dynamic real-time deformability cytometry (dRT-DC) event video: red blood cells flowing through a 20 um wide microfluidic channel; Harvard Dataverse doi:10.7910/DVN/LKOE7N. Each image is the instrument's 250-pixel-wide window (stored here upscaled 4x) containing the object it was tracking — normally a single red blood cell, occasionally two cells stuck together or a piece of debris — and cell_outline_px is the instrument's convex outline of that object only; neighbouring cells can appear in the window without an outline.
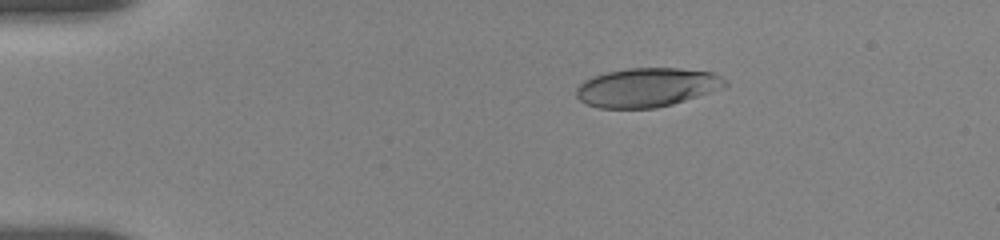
{"species": "human", "species_latin": "Homo sapiens", "temperature_condition": "room temperature", "stored_images_in_passage": 9, "camera_frame_rate_fps": 3000, "um_per_image_px": 0.085, "donor": {"sex": "female"}, "frame": {"image": 1, "passage_image": 4, "time_ms": 2.667, "image_size_px": [1000, 240], "cell_outline_px": [[728, 84], [708, 92], [672, 104], [656, 108], [600, 108], [588, 104], [580, 100], [576, 96], [576, 88], [584, 80], [592, 76], [608, 72], [628, 68], [680, 68], [712, 72], [720, 76]], "centroid_in_image_um": [54.93, 7.42], "position_along_channel_um": 30.1, "area_um2": 33.41}}
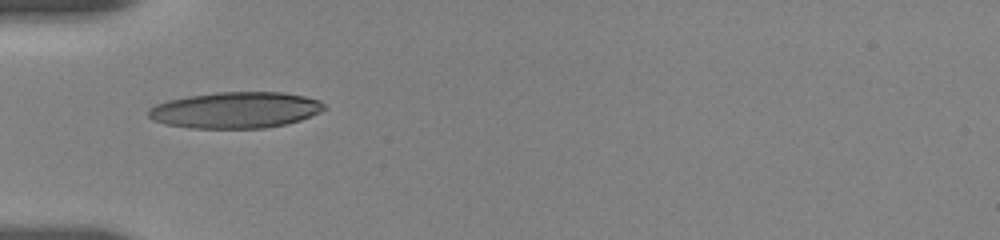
{"frame": {"image": 2, "passage_image": 7, "time_ms": 5.333, "image_size_px": [1000, 240], "cell_outline_px": [[328, 108], [320, 112], [300, 120], [284, 124], [264, 128], [192, 128], [164, 124], [152, 120], [148, 116], [148, 108], [156, 104], [168, 100], [188, 96], [216, 92], [284, 92], [304, 96], [320, 100]], "centroid_in_image_um": [20.01, 9.35], "position_along_channel_um": 65.0, "area_um2": 37.22}}
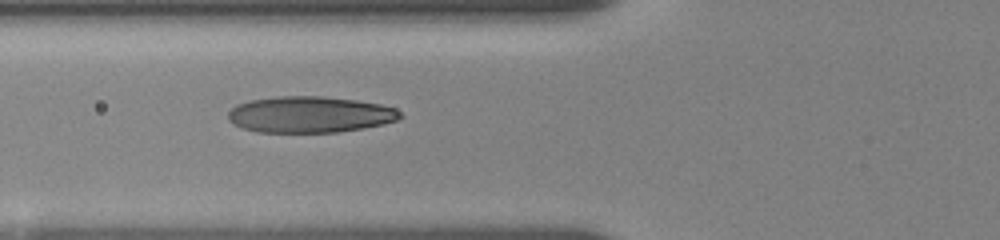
{"frame": {"image": 3, "passage_image": 8, "time_ms": 6.333, "image_size_px": [1000, 240], "cell_outline_px": [[404, 116], [396, 120], [384, 124], [364, 128], [336, 132], [256, 132], [240, 128], [232, 124], [228, 120], [228, 112], [236, 104], [248, 100], [276, 96], [320, 96], [356, 100], [380, 104], [396, 108]], "centroid_in_image_um": [26.3, 9.73], "position_along_channel_um": 99.5, "area_um2": 36.7}}